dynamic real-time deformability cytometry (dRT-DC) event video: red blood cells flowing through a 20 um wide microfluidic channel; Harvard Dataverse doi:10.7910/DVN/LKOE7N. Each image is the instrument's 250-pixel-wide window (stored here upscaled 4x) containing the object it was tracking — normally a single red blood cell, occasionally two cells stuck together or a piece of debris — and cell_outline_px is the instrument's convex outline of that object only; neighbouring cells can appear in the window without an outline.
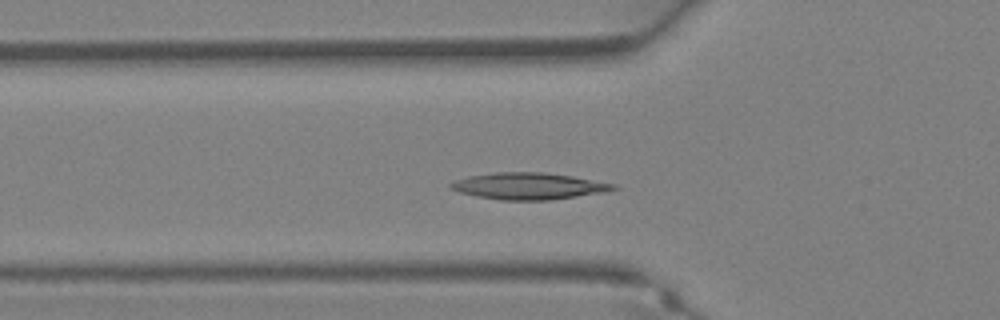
{"species": "Egyptian fruit bat (a non-hibernating species)", "species_latin": "Rousettus aegyptiacus", "temperature_condition": "warm", "stored_images_in_passage": 34, "camera_frame_rate_fps": 3000, "um_per_image_px": 0.085, "animal": {"sex": "female"}, "frame": {"image": 1, "passage_image": 9, "time_ms": 2.667, "image_size_px": [1000, 320], "cell_outline_px": [[620, 188], [604, 192], [552, 200], [500, 200], [476, 196], [460, 192], [452, 188], [448, 184], [456, 180], [468, 176], [496, 172], [544, 172], [572, 176], [616, 184]], "centroid_in_image_um": [44.97, 15.81], "position_along_channel_um": 80.8, "area_um2": 25.26}}
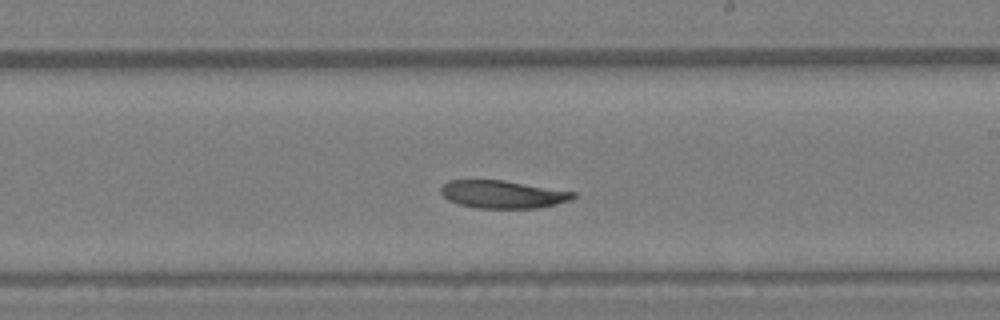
{"frame": {"image": 2, "passage_image": 18, "time_ms": 5.667, "image_size_px": [1000, 320], "cell_outline_px": [[576, 196], [572, 200], [556, 204], [536, 208], [476, 208], [460, 204], [448, 200], [440, 192], [440, 188], [448, 180], [504, 180], [576, 192]], "centroid_in_image_um": [42.74, 16.51], "position_along_channel_um": 246.3, "area_um2": 21.44}}
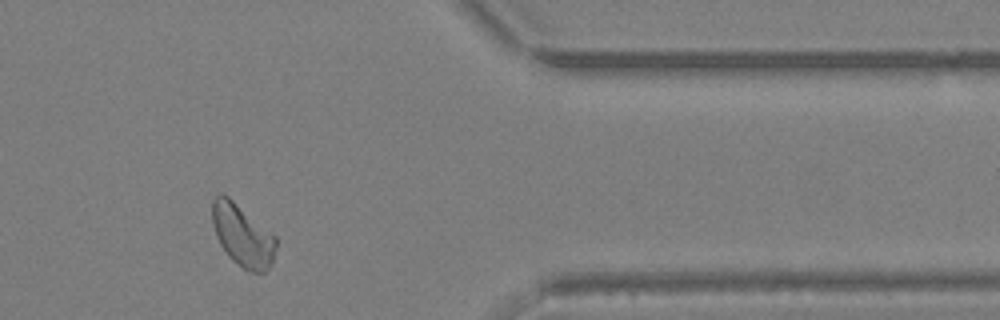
{"frame": {"image": 3, "passage_image": 27, "time_ms": 8.667, "image_size_px": [1000, 320], "cell_outline_px": [[276, 248], [272, 264], [264, 272], [252, 272], [244, 268], [232, 260], [228, 256], [220, 244], [216, 236], [212, 224], [212, 200], [220, 192], [228, 196], [276, 236]], "centroid_in_image_um": [20.61, 20.0], "position_along_channel_um": 390.8, "area_um2": 23.0}}